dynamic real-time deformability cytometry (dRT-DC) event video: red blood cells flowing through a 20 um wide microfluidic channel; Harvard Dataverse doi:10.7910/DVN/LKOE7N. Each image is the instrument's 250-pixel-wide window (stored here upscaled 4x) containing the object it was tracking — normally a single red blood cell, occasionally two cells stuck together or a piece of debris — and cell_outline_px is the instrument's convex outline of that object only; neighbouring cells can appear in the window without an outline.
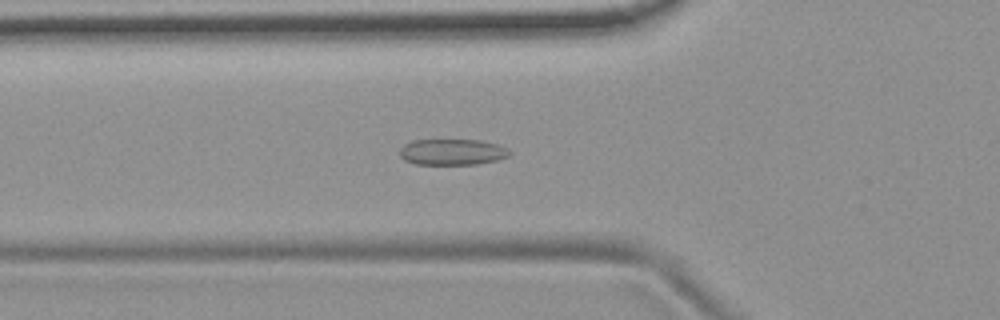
{"species": "common noctule bat (a hibernating species)", "species_latin": "Nyctalus noctula", "temperature_condition": "room temperature", "stored_images_in_passage": 54, "camera_frame_rate_fps": 3000, "um_per_image_px": 0.085, "animal": {"sex": "female", "body_mass_g": 19.9}, "frame": {"image": 1, "passage_image": 19, "time_ms": 6.0, "image_size_px": [1000, 320], "cell_outline_px": [[512, 152], [508, 156], [496, 160], [476, 164], [416, 164], [404, 160], [400, 156], [400, 148], [404, 144], [412, 140], [480, 140], [496, 144], [508, 148]], "centroid_in_image_um": [38.43, 12.91], "position_along_channel_um": 87.4, "area_um2": 16.65}}
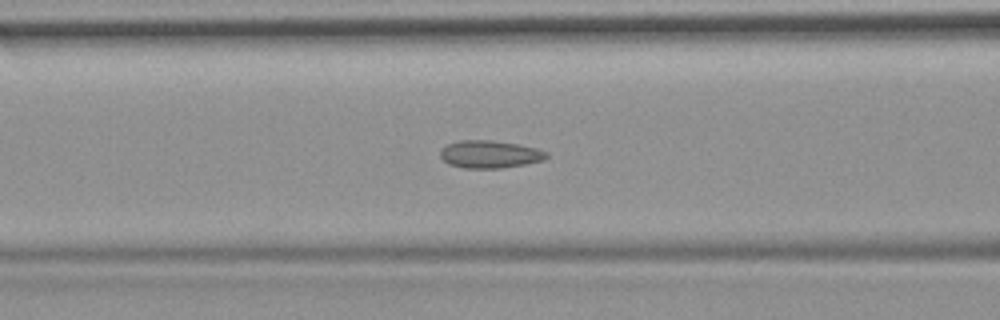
{"frame": {"image": 2, "passage_image": 22, "time_ms": 7.0, "image_size_px": [1000, 320], "cell_outline_px": [[548, 156], [544, 160], [524, 164], [500, 168], [464, 168], [448, 164], [440, 156], [440, 152], [448, 144], [460, 140], [492, 140], [516, 144], [536, 148], [548, 152]], "centroid_in_image_um": [41.64, 13.11], "position_along_channel_um": 125.0, "area_um2": 16.94}}
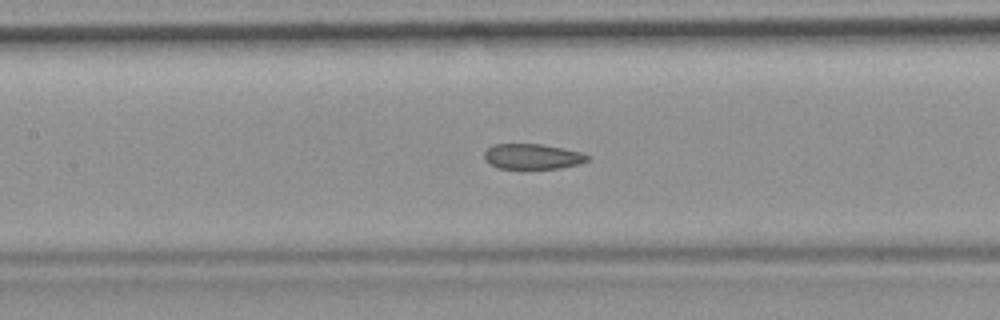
{"frame": {"image": 3, "passage_image": 25, "time_ms": 8.0, "image_size_px": [1000, 320], "cell_outline_px": [[592, 156], [588, 160], [580, 164], [560, 168], [520, 172], [496, 168], [484, 156], [484, 152], [488, 148], [496, 144], [540, 144], [564, 148], [580, 152]], "centroid_in_image_um": [45.28, 13.36], "position_along_channel_um": 162.1, "area_um2": 16.01}, "authors_computed_cell_mechanics": {"area_um2": 16.762, "velocity_mm_per_s": 3.7176, "shape_relaxation_time_tau1_ms": null, "shape_relaxation_time_tau2_ms": 1.5093, "deformation_change_tau1": null, "deformation_change_tau2": 0.0749}}